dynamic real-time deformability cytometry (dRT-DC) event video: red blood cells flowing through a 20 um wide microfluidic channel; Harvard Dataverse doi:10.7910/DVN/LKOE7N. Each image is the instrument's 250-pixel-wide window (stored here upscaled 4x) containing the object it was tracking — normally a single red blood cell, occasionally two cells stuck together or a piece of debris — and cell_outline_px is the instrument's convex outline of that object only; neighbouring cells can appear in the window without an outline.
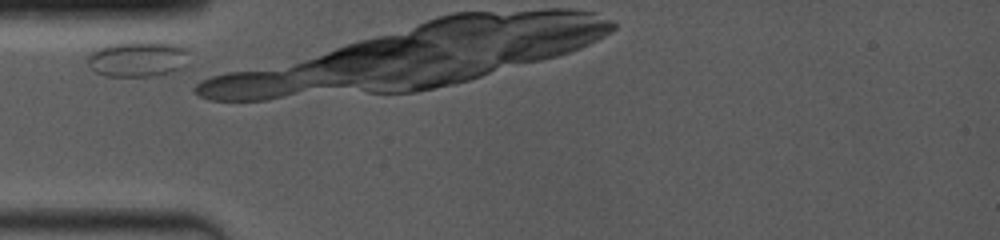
{"species": "common noctule bat (a hibernating species)", "species_latin": "Nyctalus noctula", "temperature_condition": "room temperature", "stored_images_in_passage": 1, "camera_frame_rate_fps": 4000, "um_per_image_px": 0.085, "animal": {"sex": "female", "body_mass_g": 19.0, "forearm_length_mm": 53.3}, "frame": {"image": 1, "passage_image": 1, "time_ms": 0.0, "image_size_px": [1000, 240], "cell_outline_px": [[188, 52], [184, 64], [180, 68], [172, 72], [148, 76], [108, 76], [96, 72], [88, 64], [88, 56], [96, 48], [108, 44], [132, 40], [160, 40], [176, 44], [188, 48]], "centroid_in_image_um": [11.71, 4.95], "position_along_channel_um": 73.3, "area_um2": 21.56}}